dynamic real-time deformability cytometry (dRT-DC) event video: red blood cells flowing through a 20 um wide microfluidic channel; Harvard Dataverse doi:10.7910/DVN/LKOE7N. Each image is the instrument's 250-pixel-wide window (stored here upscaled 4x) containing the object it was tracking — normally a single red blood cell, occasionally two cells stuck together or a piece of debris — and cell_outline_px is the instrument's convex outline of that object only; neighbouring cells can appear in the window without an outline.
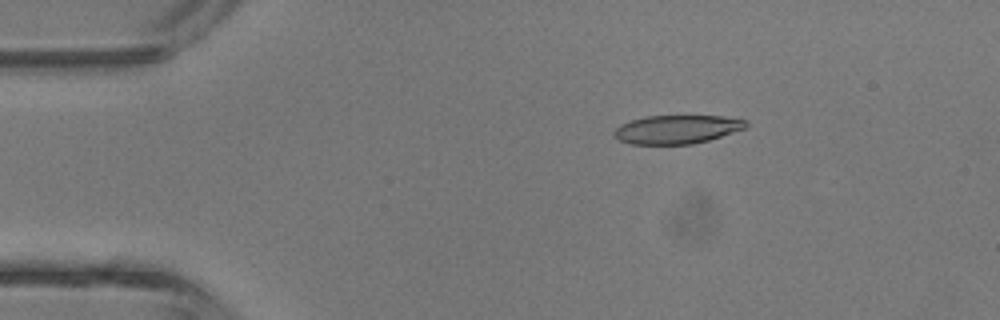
{"species": "common noctule bat (a hibernating species)", "species_latin": "Nyctalus noctula", "temperature_condition": "room temperature", "stored_images_in_passage": 43, "camera_frame_rate_fps": 3000, "um_per_image_px": 0.085, "animal": {"sex": "male", "body_mass_g": 13.3}, "frame": {"image": 1, "passage_image": 7, "time_ms": 2.0, "image_size_px": [1000, 320], "cell_outline_px": [[748, 124], [744, 128], [708, 140], [692, 144], [632, 144], [620, 140], [612, 136], [612, 132], [620, 124], [632, 120], [648, 116], [724, 116], [748, 120]], "centroid_in_image_um": [57.51, 10.99], "position_along_channel_um": 27.5, "area_um2": 21.85}}
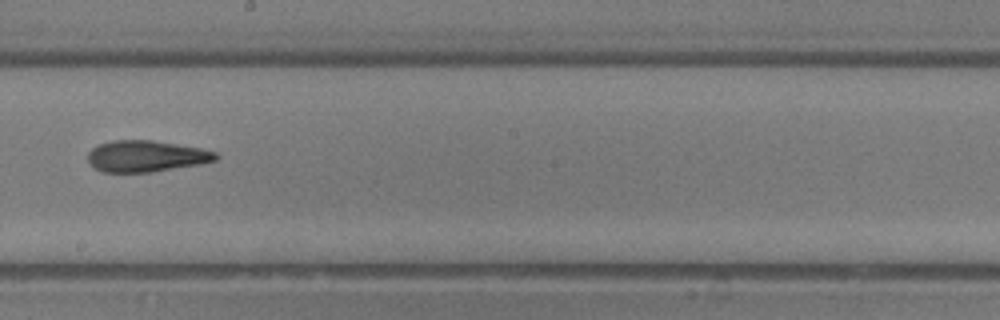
{"frame": {"image": 2, "passage_image": 24, "time_ms": 7.667, "image_size_px": [1000, 320], "cell_outline_px": [[220, 156], [216, 160], [200, 164], [152, 172], [100, 172], [88, 160], [88, 152], [92, 148], [100, 144], [112, 140], [152, 140], [200, 148], [216, 152]], "centroid_in_image_um": [12.43, 13.27], "position_along_channel_um": 235.8, "area_um2": 23.29}}
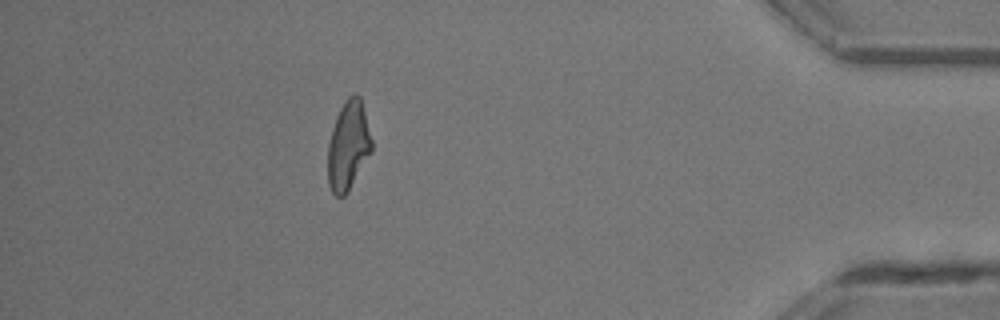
{"frame": {"image": 3, "passage_image": 38, "time_ms": 12.333, "image_size_px": [1000, 320], "cell_outline_px": [[372, 152], [344, 196], [336, 196], [332, 192], [328, 184], [328, 144], [332, 128], [336, 116], [340, 108], [348, 96], [360, 96], [372, 140]], "centroid_in_image_um": [29.59, 12.39], "position_along_channel_um": 405.6, "area_um2": 22.43}, "authors_computed_cell_mechanics": {"area_um2": 23.2356, "velocity_mm_per_s": 4.7525, "shape_relaxation_time_tau1_ms": null, "shape_relaxation_time_tau2_ms": 3.2005, "deformation_change_tau1": null, "deformation_change_tau2": 0.1474}}